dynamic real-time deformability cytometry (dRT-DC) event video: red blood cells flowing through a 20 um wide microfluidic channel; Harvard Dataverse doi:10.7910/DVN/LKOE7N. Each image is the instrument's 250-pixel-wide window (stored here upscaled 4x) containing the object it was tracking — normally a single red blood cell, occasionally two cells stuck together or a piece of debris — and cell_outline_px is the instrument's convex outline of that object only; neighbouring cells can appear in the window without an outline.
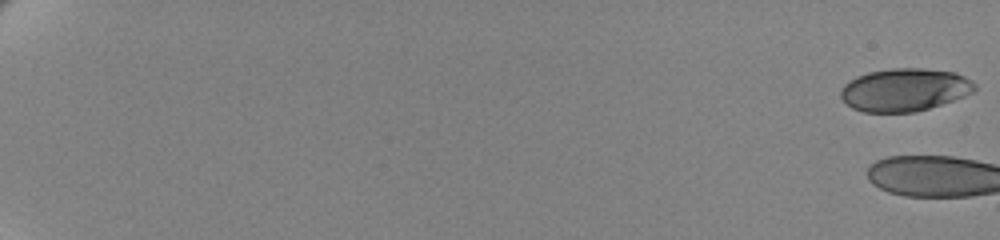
{"species": "human", "species_latin": "Homo sapiens", "temperature_condition": "cold", "stored_images_in_passage": 14, "camera_frame_rate_fps": 3000, "um_per_image_px": 0.085, "donor": {"sex": "female"}, "frame": {"image": 1, "passage_image": 1, "time_ms": 0.0, "image_size_px": [1000, 240], "cell_outline_px": [[976, 88], [972, 92], [964, 96], [916, 112], [864, 112], [852, 108], [840, 96], [840, 92], [844, 84], [848, 80], [856, 76], [868, 72], [892, 68], [924, 68], [956, 72], [972, 80], [976, 84]], "centroid_in_image_um": [76.88, 7.62], "position_along_channel_um": 8.1, "area_um2": 33.52}}